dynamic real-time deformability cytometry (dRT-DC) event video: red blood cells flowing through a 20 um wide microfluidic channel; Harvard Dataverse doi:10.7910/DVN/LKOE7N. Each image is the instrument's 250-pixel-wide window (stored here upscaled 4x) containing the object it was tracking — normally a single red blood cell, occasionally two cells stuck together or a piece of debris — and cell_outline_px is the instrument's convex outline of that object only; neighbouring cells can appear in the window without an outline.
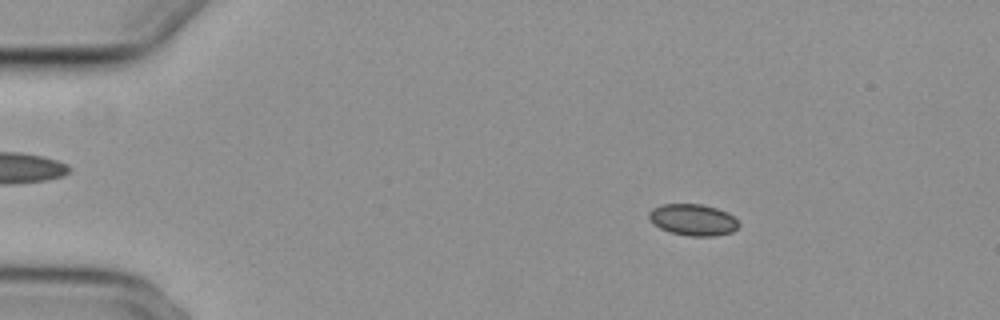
{"species": "common noctule bat (a hibernating species)", "species_latin": "Nyctalus noctula", "temperature_condition": "cold", "stored_images_in_passage": 17, "camera_frame_rate_fps": 3000, "um_per_image_px": 0.085, "animal": {"sex": "female", "body_mass_g": 29.2, "forearm_length_mm": 56.3}, "frame": {"image": 1, "passage_image": 8, "time_ms": 2.333, "image_size_px": [1000, 320], "cell_outline_px": [[740, 224], [732, 232], [716, 236], [688, 236], [668, 232], [652, 224], [648, 216], [648, 212], [652, 208], [660, 204], [700, 204], [716, 208], [728, 212]], "centroid_in_image_um": [58.86, 18.68], "position_along_channel_um": 26.1, "area_um2": 16.65}}
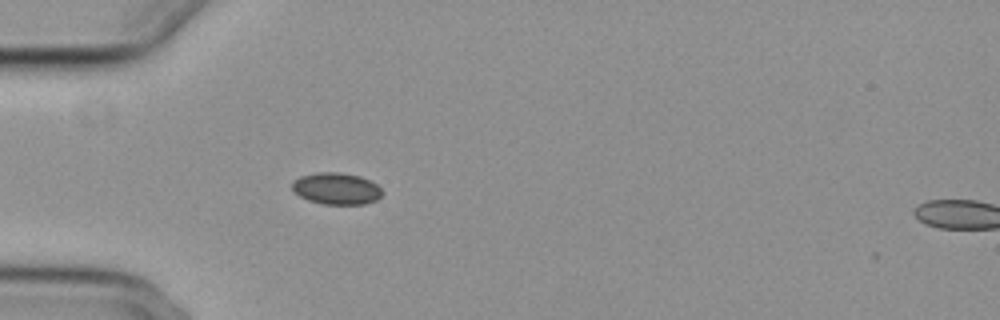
{"frame": {"image": 2, "passage_image": 16, "time_ms": 5.0, "image_size_px": [1000, 320], "cell_outline_px": [[384, 192], [376, 200], [364, 204], [324, 204], [308, 200], [300, 196], [292, 188], [292, 180], [300, 176], [320, 172], [340, 172], [360, 176], [376, 184]], "centroid_in_image_um": [28.59, 16.02], "position_along_channel_um": 56.4, "area_um2": 16.59}}